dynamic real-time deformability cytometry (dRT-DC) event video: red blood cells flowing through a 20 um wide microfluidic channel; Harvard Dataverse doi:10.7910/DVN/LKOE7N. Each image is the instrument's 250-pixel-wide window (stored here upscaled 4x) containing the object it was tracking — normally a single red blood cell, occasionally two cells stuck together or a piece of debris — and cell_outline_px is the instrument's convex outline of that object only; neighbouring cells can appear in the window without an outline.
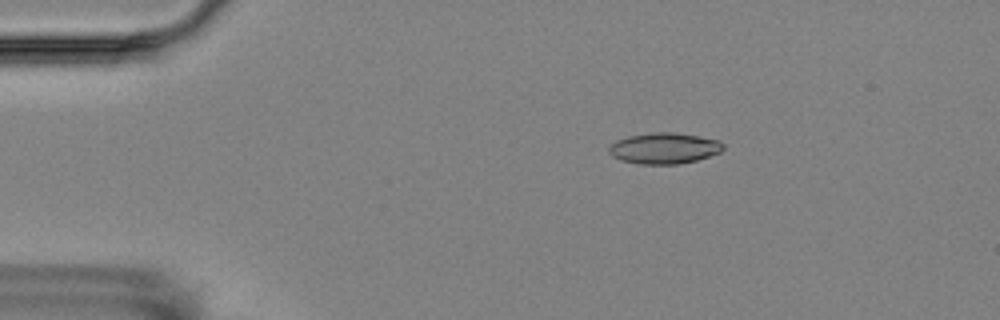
{"species": "Egyptian fruit bat (a non-hibernating species)", "species_latin": "Rousettus aegyptiacus", "temperature_condition": "room temperature", "stored_images_in_passage": 4, "camera_frame_rate_fps": 3000, "um_per_image_px": 0.085, "animal": {"sex": "female"}, "frame": {"image": 1, "passage_image": 2, "time_ms": 1.333, "image_size_px": [1000, 320], "cell_outline_px": [[724, 148], [720, 152], [696, 160], [680, 164], [640, 164], [620, 160], [612, 156], [608, 152], [608, 148], [616, 140], [628, 136], [656, 132], [672, 132], [720, 140], [724, 144]], "centroid_in_image_um": [56.44, 12.6], "position_along_channel_um": 28.6, "area_um2": 20.58}}